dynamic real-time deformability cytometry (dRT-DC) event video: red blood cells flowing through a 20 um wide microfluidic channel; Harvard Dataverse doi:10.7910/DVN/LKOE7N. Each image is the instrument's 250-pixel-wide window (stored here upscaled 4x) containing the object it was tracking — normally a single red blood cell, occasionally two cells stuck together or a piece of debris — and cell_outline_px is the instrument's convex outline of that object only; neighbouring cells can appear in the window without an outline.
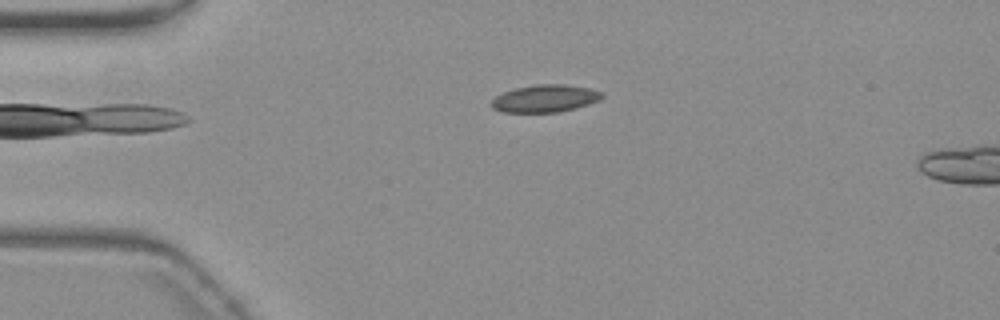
{"species": "common noctule bat (a hibernating species)", "species_latin": "Nyctalus noctula", "temperature_condition": "warm", "stored_images_in_passage": 5, "camera_frame_rate_fps": 3000, "um_per_image_px": 0.085, "animal": {"sex": "female", "body_mass_g": 19.3, "forearm_length_mm": 54.1}, "frame": {"image": 1, "passage_image": 1, "time_ms": 0.0, "image_size_px": [1000, 320], "cell_outline_px": [[604, 96], [600, 100], [576, 108], [560, 112], [504, 112], [492, 108], [492, 100], [496, 96], [504, 92], [516, 88], [536, 84], [564, 84], [592, 88], [604, 92]], "centroid_in_image_um": [46.39, 8.36], "position_along_channel_um": 38.6, "area_um2": 17.74}}